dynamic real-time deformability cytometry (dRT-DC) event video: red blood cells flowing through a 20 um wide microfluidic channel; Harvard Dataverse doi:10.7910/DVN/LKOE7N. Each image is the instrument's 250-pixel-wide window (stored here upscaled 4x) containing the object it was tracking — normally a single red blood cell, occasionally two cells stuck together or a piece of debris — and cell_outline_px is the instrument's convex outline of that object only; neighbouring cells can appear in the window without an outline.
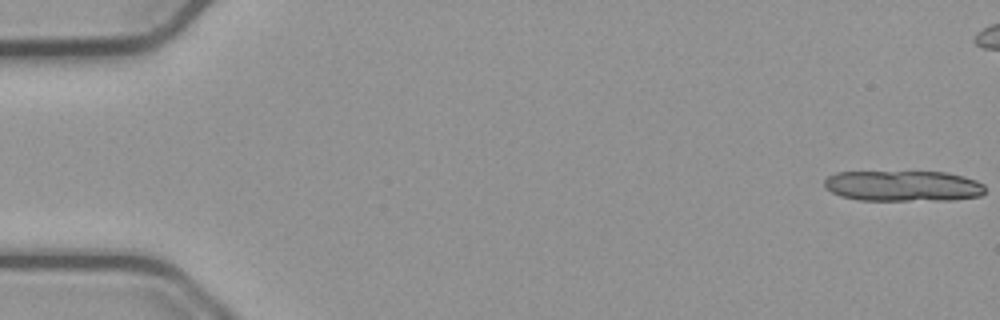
{"species": "common noctule bat (a hibernating species)", "species_latin": "Nyctalus noctula", "temperature_condition": "cold", "stored_images_in_passage": 14, "camera_frame_rate_fps": 3000, "um_per_image_px": 0.085, "animal": {"sex": "male", "body_mass_g": 23.1, "forearm_length_mm": 52.7}, "frame": {"image": 1, "passage_image": 1, "time_ms": 0.0, "image_size_px": [1000, 320], "cell_outline_px": [[984, 192], [980, 196], [952, 200], [860, 200], [840, 196], [824, 188], [824, 180], [828, 176], [836, 172], [944, 172], [976, 180], [984, 184]], "centroid_in_image_um": [76.74, 15.81], "position_along_channel_um": 8.3, "area_um2": 28.78}}